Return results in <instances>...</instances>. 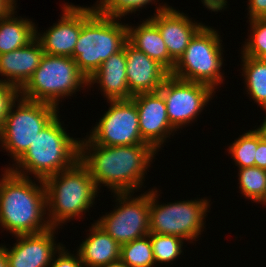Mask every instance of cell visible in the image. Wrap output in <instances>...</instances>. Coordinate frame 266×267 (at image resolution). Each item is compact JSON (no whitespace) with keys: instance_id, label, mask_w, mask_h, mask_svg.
<instances>
[{"instance_id":"obj_31","label":"cell","mask_w":266,"mask_h":267,"mask_svg":"<svg viewBox=\"0 0 266 267\" xmlns=\"http://www.w3.org/2000/svg\"><path fill=\"white\" fill-rule=\"evenodd\" d=\"M57 254L59 256L56 255L57 258L54 256L49 267H84L78 252L74 255V253H69L68 250H65V247L62 246Z\"/></svg>"},{"instance_id":"obj_28","label":"cell","mask_w":266,"mask_h":267,"mask_svg":"<svg viewBox=\"0 0 266 267\" xmlns=\"http://www.w3.org/2000/svg\"><path fill=\"white\" fill-rule=\"evenodd\" d=\"M249 22L251 36L244 42L241 54L266 59V18L251 19Z\"/></svg>"},{"instance_id":"obj_3","label":"cell","mask_w":266,"mask_h":267,"mask_svg":"<svg viewBox=\"0 0 266 267\" xmlns=\"http://www.w3.org/2000/svg\"><path fill=\"white\" fill-rule=\"evenodd\" d=\"M58 116L39 132L28 151L7 169L23 177H30L31 173L38 182L72 167L79 160L80 138L70 137Z\"/></svg>"},{"instance_id":"obj_11","label":"cell","mask_w":266,"mask_h":267,"mask_svg":"<svg viewBox=\"0 0 266 267\" xmlns=\"http://www.w3.org/2000/svg\"><path fill=\"white\" fill-rule=\"evenodd\" d=\"M107 102L110 107L91 129L88 138L94 144L103 146L147 144L140 135L135 102L132 99Z\"/></svg>"},{"instance_id":"obj_30","label":"cell","mask_w":266,"mask_h":267,"mask_svg":"<svg viewBox=\"0 0 266 267\" xmlns=\"http://www.w3.org/2000/svg\"><path fill=\"white\" fill-rule=\"evenodd\" d=\"M20 97V89L12 84L0 82V131L12 105Z\"/></svg>"},{"instance_id":"obj_5","label":"cell","mask_w":266,"mask_h":267,"mask_svg":"<svg viewBox=\"0 0 266 267\" xmlns=\"http://www.w3.org/2000/svg\"><path fill=\"white\" fill-rule=\"evenodd\" d=\"M119 20L101 14L95 6L83 7V26L73 50V59L87 79L128 42L127 24Z\"/></svg>"},{"instance_id":"obj_35","label":"cell","mask_w":266,"mask_h":267,"mask_svg":"<svg viewBox=\"0 0 266 267\" xmlns=\"http://www.w3.org/2000/svg\"><path fill=\"white\" fill-rule=\"evenodd\" d=\"M264 118L265 119L263 123L257 129H255V131L259 134L260 138L266 142V116Z\"/></svg>"},{"instance_id":"obj_19","label":"cell","mask_w":266,"mask_h":267,"mask_svg":"<svg viewBox=\"0 0 266 267\" xmlns=\"http://www.w3.org/2000/svg\"><path fill=\"white\" fill-rule=\"evenodd\" d=\"M100 85L107 101L128 100L132 98L126 76V56L124 48L108 57L88 78V86Z\"/></svg>"},{"instance_id":"obj_33","label":"cell","mask_w":266,"mask_h":267,"mask_svg":"<svg viewBox=\"0 0 266 267\" xmlns=\"http://www.w3.org/2000/svg\"><path fill=\"white\" fill-rule=\"evenodd\" d=\"M255 166L266 170V142L258 134V147L256 150Z\"/></svg>"},{"instance_id":"obj_21","label":"cell","mask_w":266,"mask_h":267,"mask_svg":"<svg viewBox=\"0 0 266 267\" xmlns=\"http://www.w3.org/2000/svg\"><path fill=\"white\" fill-rule=\"evenodd\" d=\"M127 30L128 42L132 46L158 61L171 73L175 62L169 56L159 29L149 18L135 27L127 24Z\"/></svg>"},{"instance_id":"obj_20","label":"cell","mask_w":266,"mask_h":267,"mask_svg":"<svg viewBox=\"0 0 266 267\" xmlns=\"http://www.w3.org/2000/svg\"><path fill=\"white\" fill-rule=\"evenodd\" d=\"M89 230L77 249L84 267H100L120 259V244L102 227L94 222Z\"/></svg>"},{"instance_id":"obj_17","label":"cell","mask_w":266,"mask_h":267,"mask_svg":"<svg viewBox=\"0 0 266 267\" xmlns=\"http://www.w3.org/2000/svg\"><path fill=\"white\" fill-rule=\"evenodd\" d=\"M126 76L132 96L140 93L158 92L170 72L158 61L151 59L129 42L124 46Z\"/></svg>"},{"instance_id":"obj_6","label":"cell","mask_w":266,"mask_h":267,"mask_svg":"<svg viewBox=\"0 0 266 267\" xmlns=\"http://www.w3.org/2000/svg\"><path fill=\"white\" fill-rule=\"evenodd\" d=\"M84 85L88 86V79L73 58L44 54L31 78L20 89V97L58 107L61 98L76 94Z\"/></svg>"},{"instance_id":"obj_36","label":"cell","mask_w":266,"mask_h":267,"mask_svg":"<svg viewBox=\"0 0 266 267\" xmlns=\"http://www.w3.org/2000/svg\"><path fill=\"white\" fill-rule=\"evenodd\" d=\"M0 267H8L5 247L0 244Z\"/></svg>"},{"instance_id":"obj_16","label":"cell","mask_w":266,"mask_h":267,"mask_svg":"<svg viewBox=\"0 0 266 267\" xmlns=\"http://www.w3.org/2000/svg\"><path fill=\"white\" fill-rule=\"evenodd\" d=\"M149 19L157 26L166 44L170 58L176 63L183 55L190 40L204 25L192 21L186 14L168 4L158 5Z\"/></svg>"},{"instance_id":"obj_37","label":"cell","mask_w":266,"mask_h":267,"mask_svg":"<svg viewBox=\"0 0 266 267\" xmlns=\"http://www.w3.org/2000/svg\"><path fill=\"white\" fill-rule=\"evenodd\" d=\"M100 267H128L121 259H118L114 262H110L106 265H102Z\"/></svg>"},{"instance_id":"obj_10","label":"cell","mask_w":266,"mask_h":267,"mask_svg":"<svg viewBox=\"0 0 266 267\" xmlns=\"http://www.w3.org/2000/svg\"><path fill=\"white\" fill-rule=\"evenodd\" d=\"M133 194V192L114 193L117 207L95 221L120 245L150 233V189L138 197H133Z\"/></svg>"},{"instance_id":"obj_26","label":"cell","mask_w":266,"mask_h":267,"mask_svg":"<svg viewBox=\"0 0 266 267\" xmlns=\"http://www.w3.org/2000/svg\"><path fill=\"white\" fill-rule=\"evenodd\" d=\"M257 147L258 133L255 129L249 130L230 144L228 153L232 156L238 169L252 167L255 166Z\"/></svg>"},{"instance_id":"obj_27","label":"cell","mask_w":266,"mask_h":267,"mask_svg":"<svg viewBox=\"0 0 266 267\" xmlns=\"http://www.w3.org/2000/svg\"><path fill=\"white\" fill-rule=\"evenodd\" d=\"M155 263L173 262L181 255L184 239L175 235L149 233Z\"/></svg>"},{"instance_id":"obj_24","label":"cell","mask_w":266,"mask_h":267,"mask_svg":"<svg viewBox=\"0 0 266 267\" xmlns=\"http://www.w3.org/2000/svg\"><path fill=\"white\" fill-rule=\"evenodd\" d=\"M239 189L245 198L266 205V170L256 166L238 169Z\"/></svg>"},{"instance_id":"obj_22","label":"cell","mask_w":266,"mask_h":267,"mask_svg":"<svg viewBox=\"0 0 266 267\" xmlns=\"http://www.w3.org/2000/svg\"><path fill=\"white\" fill-rule=\"evenodd\" d=\"M16 8L0 17V55L25 47L36 38V24L14 16Z\"/></svg>"},{"instance_id":"obj_13","label":"cell","mask_w":266,"mask_h":267,"mask_svg":"<svg viewBox=\"0 0 266 267\" xmlns=\"http://www.w3.org/2000/svg\"><path fill=\"white\" fill-rule=\"evenodd\" d=\"M55 230L51 227L40 233L15 235L14 246L11 249L4 246L8 267H49L63 246L55 243Z\"/></svg>"},{"instance_id":"obj_25","label":"cell","mask_w":266,"mask_h":267,"mask_svg":"<svg viewBox=\"0 0 266 267\" xmlns=\"http://www.w3.org/2000/svg\"><path fill=\"white\" fill-rule=\"evenodd\" d=\"M120 259L128 267H153L156 263L150 236L146 235L120 245Z\"/></svg>"},{"instance_id":"obj_34","label":"cell","mask_w":266,"mask_h":267,"mask_svg":"<svg viewBox=\"0 0 266 267\" xmlns=\"http://www.w3.org/2000/svg\"><path fill=\"white\" fill-rule=\"evenodd\" d=\"M16 5V0H0V17L7 15Z\"/></svg>"},{"instance_id":"obj_9","label":"cell","mask_w":266,"mask_h":267,"mask_svg":"<svg viewBox=\"0 0 266 267\" xmlns=\"http://www.w3.org/2000/svg\"><path fill=\"white\" fill-rule=\"evenodd\" d=\"M158 196L156 188L150 190L149 232L197 241L205 228L204 219L209 212L210 201L203 198L160 205Z\"/></svg>"},{"instance_id":"obj_15","label":"cell","mask_w":266,"mask_h":267,"mask_svg":"<svg viewBox=\"0 0 266 267\" xmlns=\"http://www.w3.org/2000/svg\"><path fill=\"white\" fill-rule=\"evenodd\" d=\"M62 12L58 23H54L43 34L38 33L36 26V39L45 54L73 58V50L83 26V6L65 3Z\"/></svg>"},{"instance_id":"obj_18","label":"cell","mask_w":266,"mask_h":267,"mask_svg":"<svg viewBox=\"0 0 266 267\" xmlns=\"http://www.w3.org/2000/svg\"><path fill=\"white\" fill-rule=\"evenodd\" d=\"M40 42L35 38L27 46L0 55V82L21 89L33 75L44 56ZM7 79V80H6Z\"/></svg>"},{"instance_id":"obj_2","label":"cell","mask_w":266,"mask_h":267,"mask_svg":"<svg viewBox=\"0 0 266 267\" xmlns=\"http://www.w3.org/2000/svg\"><path fill=\"white\" fill-rule=\"evenodd\" d=\"M0 179V226L12 235L35 234L51 228L46 215V189L30 177L2 171Z\"/></svg>"},{"instance_id":"obj_23","label":"cell","mask_w":266,"mask_h":267,"mask_svg":"<svg viewBox=\"0 0 266 267\" xmlns=\"http://www.w3.org/2000/svg\"><path fill=\"white\" fill-rule=\"evenodd\" d=\"M245 87L247 94L254 102L266 111V59L252 58L242 54L241 56Z\"/></svg>"},{"instance_id":"obj_1","label":"cell","mask_w":266,"mask_h":267,"mask_svg":"<svg viewBox=\"0 0 266 267\" xmlns=\"http://www.w3.org/2000/svg\"><path fill=\"white\" fill-rule=\"evenodd\" d=\"M156 153L149 144L96 145L86 135L80 140L79 160L88 168L98 189L104 184L113 193H135L142 188Z\"/></svg>"},{"instance_id":"obj_12","label":"cell","mask_w":266,"mask_h":267,"mask_svg":"<svg viewBox=\"0 0 266 267\" xmlns=\"http://www.w3.org/2000/svg\"><path fill=\"white\" fill-rule=\"evenodd\" d=\"M158 92L165 100L169 122L176 131L195 120L215 93L206 84L180 80L171 75Z\"/></svg>"},{"instance_id":"obj_32","label":"cell","mask_w":266,"mask_h":267,"mask_svg":"<svg viewBox=\"0 0 266 267\" xmlns=\"http://www.w3.org/2000/svg\"><path fill=\"white\" fill-rule=\"evenodd\" d=\"M249 20L266 18V0H248Z\"/></svg>"},{"instance_id":"obj_14","label":"cell","mask_w":266,"mask_h":267,"mask_svg":"<svg viewBox=\"0 0 266 267\" xmlns=\"http://www.w3.org/2000/svg\"><path fill=\"white\" fill-rule=\"evenodd\" d=\"M138 110L142 139L156 152L176 130L171 126L163 96L159 92L140 93L131 98Z\"/></svg>"},{"instance_id":"obj_7","label":"cell","mask_w":266,"mask_h":267,"mask_svg":"<svg viewBox=\"0 0 266 267\" xmlns=\"http://www.w3.org/2000/svg\"><path fill=\"white\" fill-rule=\"evenodd\" d=\"M220 38L217 30L203 25L190 40L170 75L217 89L224 80V74L221 72L223 50Z\"/></svg>"},{"instance_id":"obj_8","label":"cell","mask_w":266,"mask_h":267,"mask_svg":"<svg viewBox=\"0 0 266 267\" xmlns=\"http://www.w3.org/2000/svg\"><path fill=\"white\" fill-rule=\"evenodd\" d=\"M58 110L52 104L19 97L0 131V146L10 153L16 163L28 151L39 132L58 115Z\"/></svg>"},{"instance_id":"obj_4","label":"cell","mask_w":266,"mask_h":267,"mask_svg":"<svg viewBox=\"0 0 266 267\" xmlns=\"http://www.w3.org/2000/svg\"><path fill=\"white\" fill-rule=\"evenodd\" d=\"M47 220L51 227L82 217L93 207L98 189L88 168L78 160L72 167L44 180ZM81 216V217H79Z\"/></svg>"},{"instance_id":"obj_29","label":"cell","mask_w":266,"mask_h":267,"mask_svg":"<svg viewBox=\"0 0 266 267\" xmlns=\"http://www.w3.org/2000/svg\"><path fill=\"white\" fill-rule=\"evenodd\" d=\"M156 3V0H98L95 9L103 15L120 18L129 13L141 11L150 3Z\"/></svg>"}]
</instances>
